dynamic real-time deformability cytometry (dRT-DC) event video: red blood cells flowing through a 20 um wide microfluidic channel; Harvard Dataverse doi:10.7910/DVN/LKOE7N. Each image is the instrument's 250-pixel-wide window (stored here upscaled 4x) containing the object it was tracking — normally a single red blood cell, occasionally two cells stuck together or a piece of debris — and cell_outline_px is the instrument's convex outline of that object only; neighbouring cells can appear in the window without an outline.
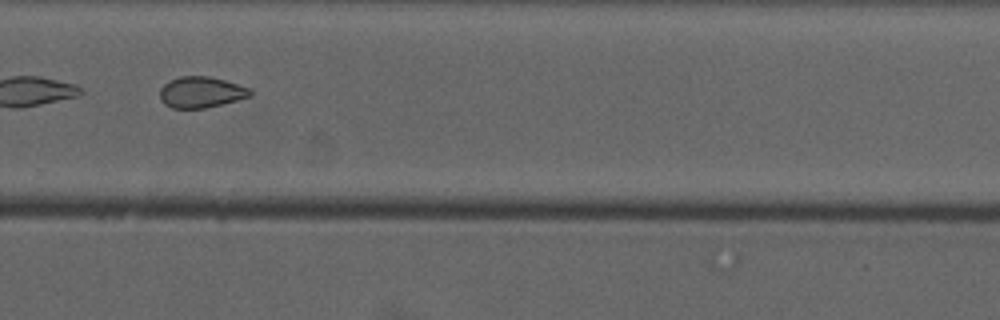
{"species": "common noctule bat (a hibernating species)", "species_latin": "Nyctalus noctula", "temperature_condition": "cold", "stored_images_in_passage": 12, "camera_frame_rate_fps": 3000, "um_per_image_px": 0.085, "animal": {"sex": "male", "forearm_length_mm": 52.5}, "frame": {"image": 1, "passage_image": 9, "time_ms": 9.333, "image_size_px": [1000, 320], "cell_outline_px": [[252, 96], [204, 108], [172, 108], [164, 104], [160, 100], [160, 88], [168, 80], [180, 76], [208, 76], [224, 80], [248, 88], [252, 92]], "centroid_in_image_um": [17.04, 7.83], "position_along_channel_um": 312.8, "area_um2": 16.24}}
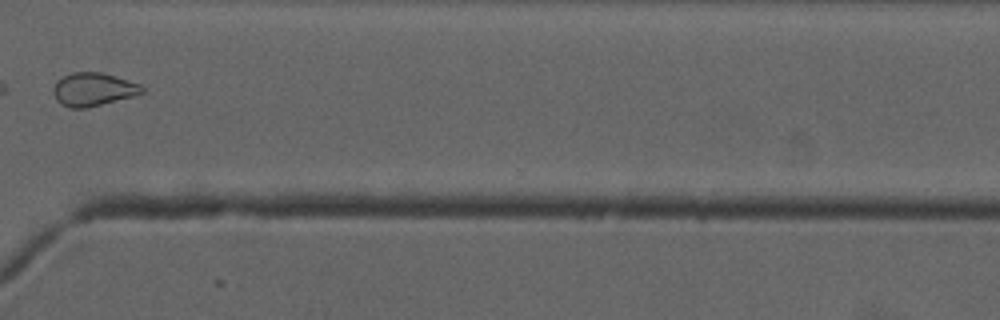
{"frame": {"image": 2, "passage_image": 10, "time_ms": 10.667, "image_size_px": [1000, 320], "cell_outline_px": [[144, 92], [132, 96], [88, 108], [68, 108], [60, 104], [56, 100], [52, 92], [52, 88], [56, 80], [72, 72], [100, 72], [116, 76], [140, 84], [144, 88]], "centroid_in_image_um": [7.88, 7.6], "position_along_channel_um": 362.7, "area_um2": 17.34}, "authors_computed_cell_mechanics": {"area_um2": 17.1666, "velocity_mm_per_s": 3.7436, "shape_relaxation_time_tau1_ms": null, "shape_relaxation_time_tau2_ms": 2.698, "deformation_change_tau1": null, "deformation_change_tau2": 0.0617}}